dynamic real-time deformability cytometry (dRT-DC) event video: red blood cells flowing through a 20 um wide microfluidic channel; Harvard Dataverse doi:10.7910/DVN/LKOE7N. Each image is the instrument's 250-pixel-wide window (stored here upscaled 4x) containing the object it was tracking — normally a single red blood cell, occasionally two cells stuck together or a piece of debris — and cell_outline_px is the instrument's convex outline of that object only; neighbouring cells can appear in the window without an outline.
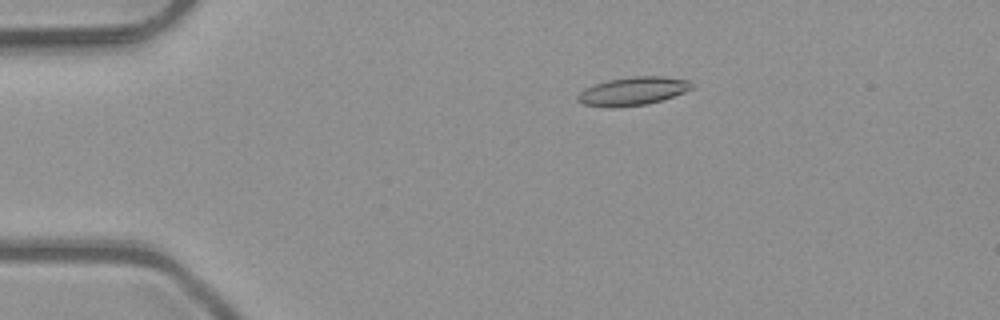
{"species": "common noctule bat (a hibernating species)", "species_latin": "Nyctalus noctula", "temperature_condition": "room temperature", "stored_images_in_passage": 45, "camera_frame_rate_fps": 3000, "um_per_image_px": 0.085, "animal": {"sex": "male", "body_mass_g": 23.1, "forearm_length_mm": 52.7}, "frame": {"image": 1, "passage_image": 4, "time_ms": 1.0, "image_size_px": [1000, 320], "cell_outline_px": [[692, 88], [684, 92], [648, 104], [612, 108], [584, 104], [576, 100], [576, 96], [584, 88], [608, 80], [632, 76], [664, 76], [688, 80], [692, 84]], "centroid_in_image_um": [53.76, 7.75], "position_along_channel_um": 31.2, "area_um2": 18.73}}
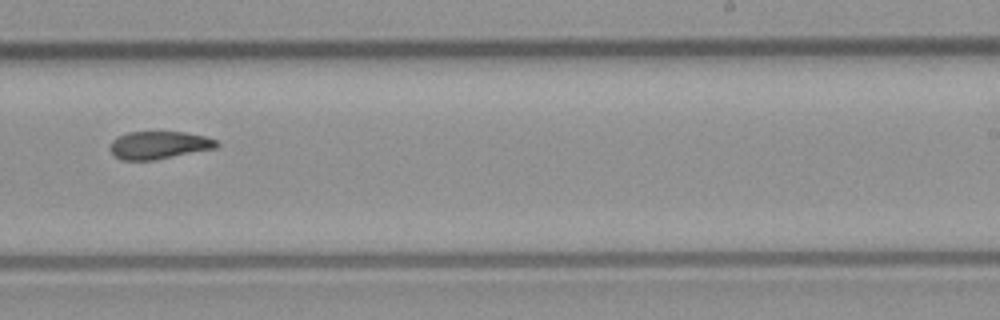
{"frame": {"image": 2, "passage_image": 26, "time_ms": 8.333, "image_size_px": [1000, 320], "cell_outline_px": [[220, 144], [216, 148], [152, 160], [120, 160], [108, 148], [112, 140], [128, 132], [184, 132], [204, 136], [216, 140]], "centroid_in_image_um": [13.5, 12.33], "position_along_channel_um": 275.5, "area_um2": 17.05}}
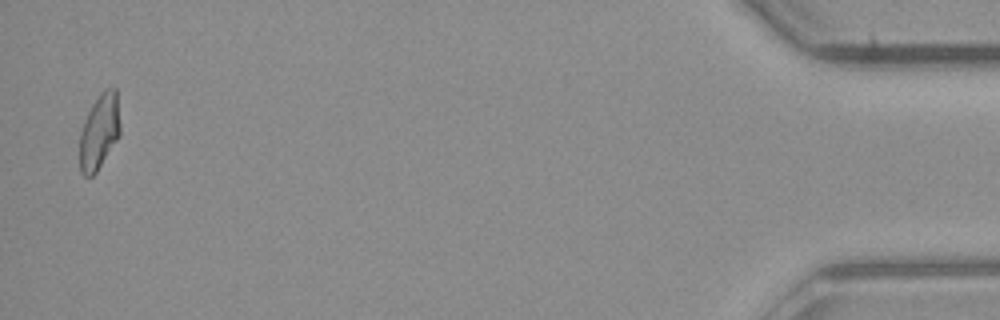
{"frame": {"image": 3, "passage_image": 44, "time_ms": 14.333, "image_size_px": [1000, 320], "cell_outline_px": [[120, 136], [96, 172], [92, 176], [84, 176], [80, 172], [80, 132], [84, 120], [92, 104], [100, 92], [104, 88], [116, 88], [120, 124]], "centroid_in_image_um": [8.45, 11.18], "position_along_channel_um": 426.8, "area_um2": 17.86}, "authors_computed_cell_mechanics": {"area_um2": 18.0336, "velocity_mm_per_s": 4.0671, "shape_relaxation_time_tau1_ms": null, "shape_relaxation_time_tau2_ms": 5.8812, "deformation_change_tau1": null, "deformation_change_tau2": 0.1126}}